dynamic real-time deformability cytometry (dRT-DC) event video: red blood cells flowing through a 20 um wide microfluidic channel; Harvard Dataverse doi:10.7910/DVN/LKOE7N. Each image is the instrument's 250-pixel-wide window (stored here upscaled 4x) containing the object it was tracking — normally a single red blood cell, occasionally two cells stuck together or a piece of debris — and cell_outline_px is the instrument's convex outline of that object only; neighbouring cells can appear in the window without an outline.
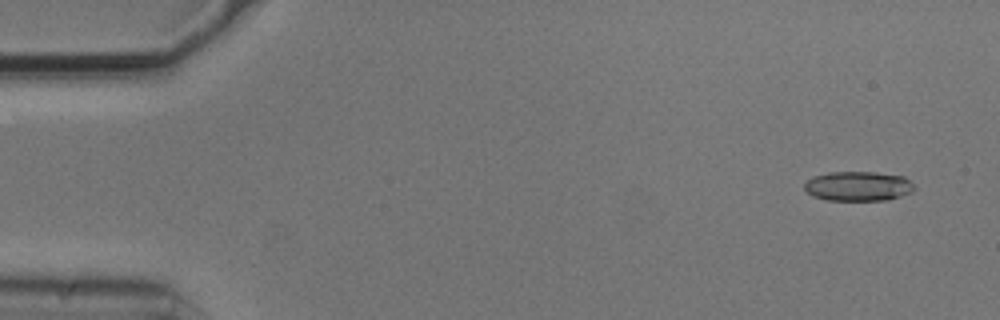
{"species": "common noctule bat (a hibernating species)", "species_latin": "Nyctalus noctula", "temperature_condition": "cold", "stored_images_in_passage": 7, "camera_frame_rate_fps": 3000, "um_per_image_px": 0.085, "animal": {"sex": "male", "body_mass_g": 20.5, "forearm_length_mm": 52.5}, "frame": {"image": 1, "passage_image": 1, "time_ms": 0.0, "image_size_px": [1000, 320], "cell_outline_px": [[916, 188], [912, 192], [888, 200], [824, 200], [812, 196], [804, 188], [804, 184], [812, 176], [828, 172], [876, 172], [904, 176]], "centroid_in_image_um": [72.93, 15.82], "position_along_channel_um": 12.1, "area_um2": 19.07}}
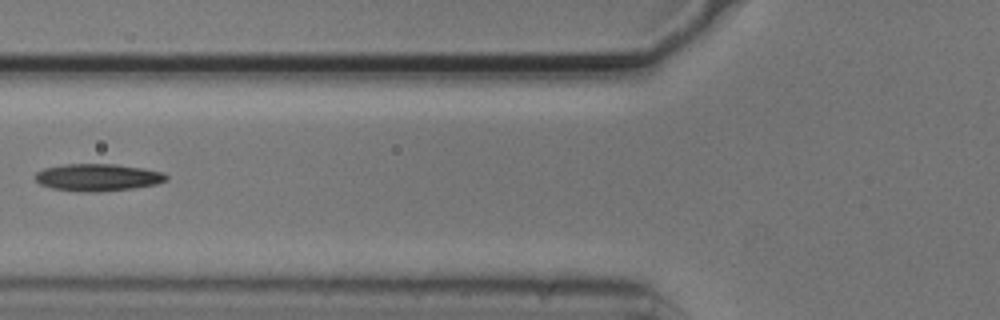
{"frame": {"image": 2, "passage_image": 6, "time_ms": 1.667, "image_size_px": [1000, 320], "cell_outline_px": [[168, 180], [156, 184], [132, 188], [96, 192], [80, 192], [52, 188], [40, 184], [36, 180], [36, 172], [44, 168], [64, 164], [116, 164], [144, 168], [164, 172], [168, 176]], "centroid_in_image_um": [8.33, 15.07], "position_along_channel_um": 117.5, "area_um2": 20.87}}
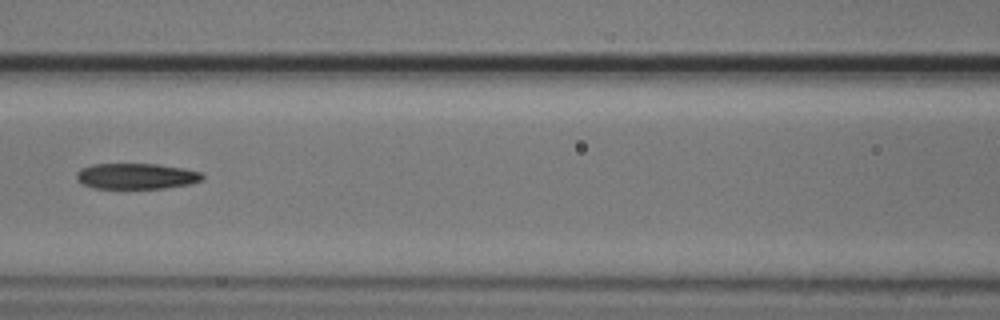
{"frame": {"image": 3, "passage_image": 7, "time_ms": 2.0, "image_size_px": [1000, 320], "cell_outline_px": [[204, 180], [192, 184], [164, 188], [96, 188], [84, 184], [76, 180], [76, 172], [80, 168], [92, 164], [156, 164], [184, 168], [200, 172], [204, 176]], "centroid_in_image_um": [11.61, 14.97], "position_along_channel_um": 155.0, "area_um2": 19.02}}